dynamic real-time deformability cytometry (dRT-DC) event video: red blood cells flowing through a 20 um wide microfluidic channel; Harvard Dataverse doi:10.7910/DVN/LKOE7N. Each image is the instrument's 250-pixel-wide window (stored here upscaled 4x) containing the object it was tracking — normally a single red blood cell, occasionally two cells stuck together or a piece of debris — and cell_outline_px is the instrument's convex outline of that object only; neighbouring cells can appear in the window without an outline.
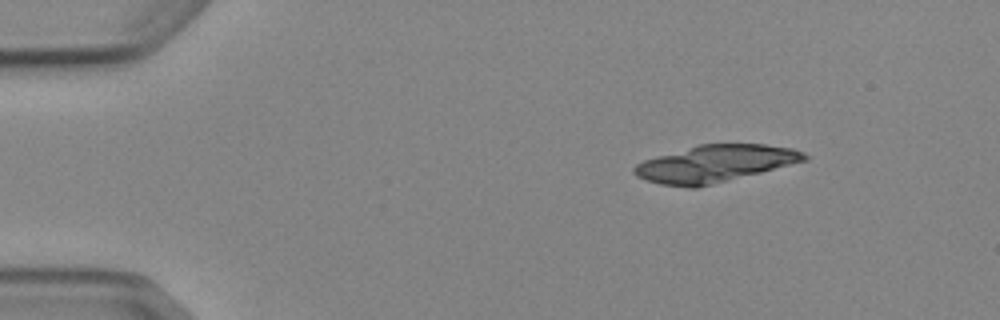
{"species": "Egyptian fruit bat (a non-hibernating species)", "species_latin": "Rousettus aegyptiacus", "temperature_condition": "cold", "stored_images_in_passage": 5, "camera_frame_rate_fps": 3000, "um_per_image_px": 0.085, "animal": {"sex": "female"}, "frame": {"image": 1, "passage_image": 1, "time_ms": 0.0, "image_size_px": [1000, 320], "cell_outline_px": [[808, 160], [696, 188], [688, 188], [660, 184], [636, 176], [632, 172], [632, 168], [636, 164], [644, 160], [700, 144], [764, 144], [792, 148], [804, 152], [808, 156]], "centroid_in_image_um": [60.77, 13.91], "position_along_channel_um": 24.2, "area_um2": 36.3}}
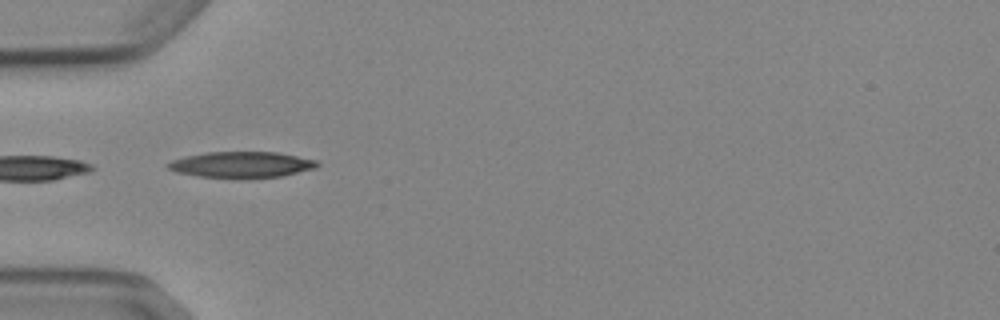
{"frame": {"image": 2, "passage_image": 4, "time_ms": 3.333, "image_size_px": [1000, 320], "cell_outline_px": [[320, 164], [316, 168], [280, 176], [240, 180], [236, 180], [200, 176], [176, 172], [168, 168], [164, 164], [172, 160], [184, 156], [204, 152], [280, 152], [316, 160]], "centroid_in_image_um": [20.5, 14.01], "position_along_channel_um": 64.5, "area_um2": 23.24}}
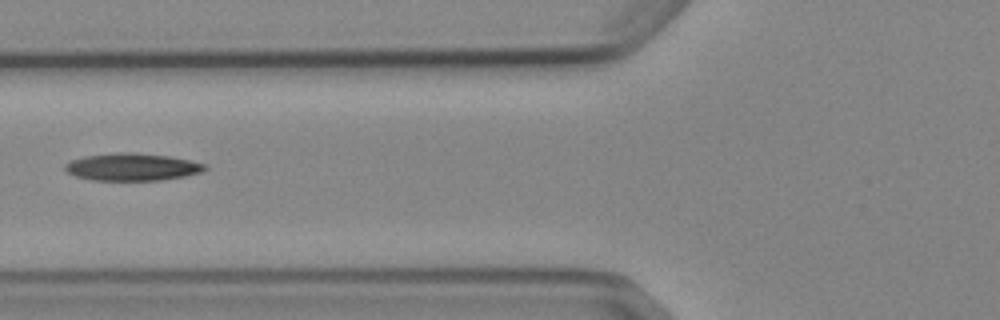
{"frame": {"image": 3, "passage_image": 5, "time_ms": 4.667, "image_size_px": [1000, 320], "cell_outline_px": [[208, 168], [200, 172], [184, 176], [160, 180], [92, 180], [76, 176], [68, 172], [64, 168], [64, 164], [72, 160], [84, 156], [116, 152], [132, 152], [168, 156], [188, 160], [204, 164]], "centroid_in_image_um": [11.2, 14.18], "position_along_channel_um": 114.6, "area_um2": 22.14}}